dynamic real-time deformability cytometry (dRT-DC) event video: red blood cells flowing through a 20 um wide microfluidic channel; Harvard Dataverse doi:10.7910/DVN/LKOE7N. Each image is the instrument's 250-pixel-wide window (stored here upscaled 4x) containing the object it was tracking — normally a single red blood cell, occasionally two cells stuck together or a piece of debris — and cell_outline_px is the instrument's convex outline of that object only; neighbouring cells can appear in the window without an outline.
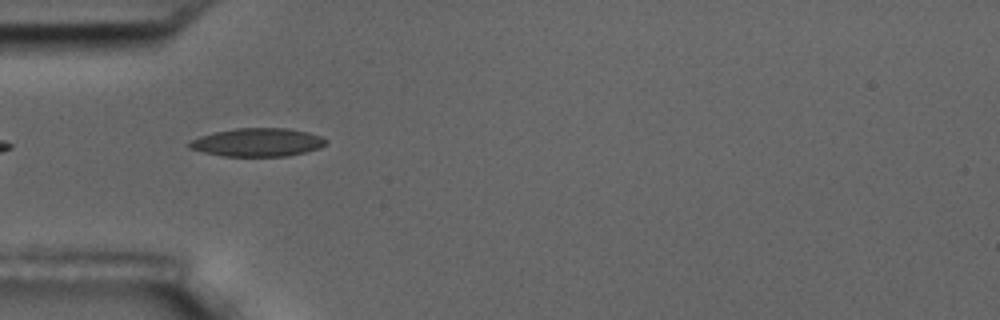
{"species": "common noctule bat (a hibernating species)", "species_latin": "Nyctalus noctula", "temperature_condition": "room temperature", "stored_images_in_passage": 8, "camera_frame_rate_fps": 3000, "um_per_image_px": 0.085, "animal": {"sex": "male", "body_mass_g": 17.5, "forearm_length_mm": 52.3}, "frame": {"image": 1, "passage_image": 2, "time_ms": 1.0, "image_size_px": [1000, 320], "cell_outline_px": [[328, 144], [320, 148], [288, 156], [220, 156], [188, 148], [188, 144], [192, 140], [200, 136], [216, 132], [236, 128], [288, 128], [308, 132], [320, 136], [328, 140]], "centroid_in_image_um": [21.92, 12.1], "position_along_channel_um": 63.1, "area_um2": 22.54}}
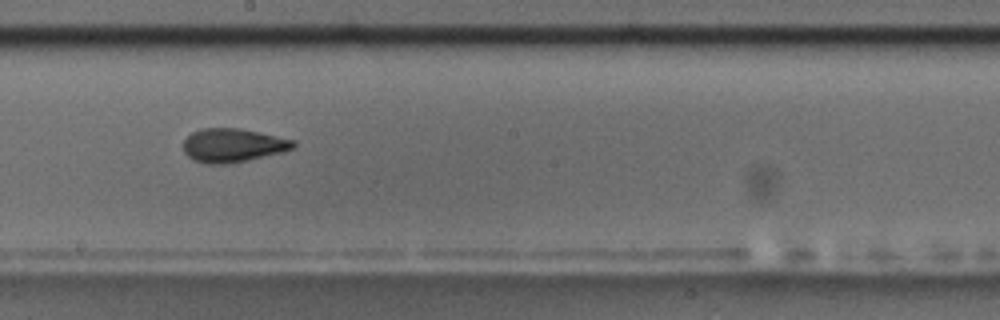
{"frame": {"image": 2, "passage_image": 6, "time_ms": 5.667, "image_size_px": [1000, 320], "cell_outline_px": [[296, 144], [292, 148], [284, 152], [248, 160], [224, 164], [208, 164], [192, 160], [184, 152], [180, 144], [192, 132], [200, 128], [240, 128], [296, 140]], "centroid_in_image_um": [19.76, 12.35], "position_along_channel_um": 228.4, "area_um2": 21.85}}
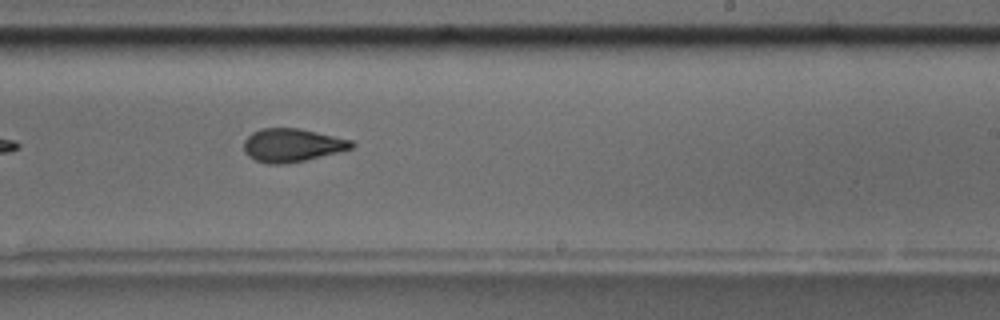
{"frame": {"image": 3, "passage_image": 7, "time_ms": 6.667, "image_size_px": [1000, 320], "cell_outline_px": [[356, 144], [352, 148], [340, 152], [304, 160], [280, 164], [268, 164], [256, 160], [248, 156], [244, 152], [244, 140], [252, 132], [260, 128], [300, 128], [352, 140]], "centroid_in_image_um": [24.83, 12.33], "position_along_channel_um": 264.2, "area_um2": 20.92}}